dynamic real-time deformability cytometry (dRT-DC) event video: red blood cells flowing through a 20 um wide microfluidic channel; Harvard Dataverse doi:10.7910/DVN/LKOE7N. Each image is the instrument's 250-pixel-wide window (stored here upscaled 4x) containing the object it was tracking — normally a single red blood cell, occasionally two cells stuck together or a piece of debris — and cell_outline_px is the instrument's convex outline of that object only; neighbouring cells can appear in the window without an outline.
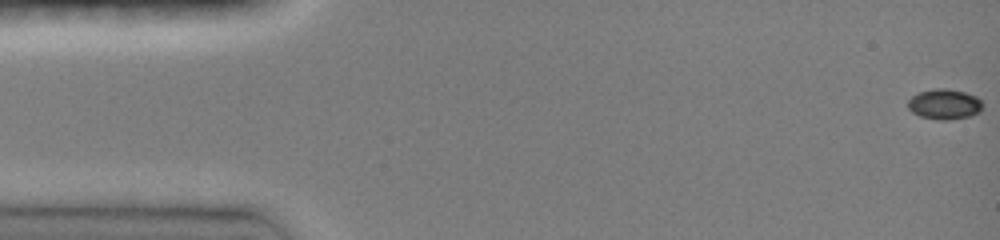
{"species": "common noctule bat (a hibernating species)", "species_latin": "Nyctalus noctula", "temperature_condition": "room temperature", "stored_images_in_passage": 48, "camera_frame_rate_fps": 3000, "um_per_image_px": 0.085, "animal": {"sex": "female", "body_mass_g": 19.0, "forearm_length_mm": 51.5}, "frame": {"image": 1, "passage_image": 1, "time_ms": 0.0, "image_size_px": [1000, 240], "cell_outline_px": [[984, 104], [980, 112], [968, 116], [948, 120], [940, 120], [920, 116], [912, 112], [908, 108], [908, 100], [912, 96], [920, 92], [936, 88], [944, 88], [964, 92], [976, 96]], "centroid_in_image_um": [80.28, 8.86], "position_along_channel_um": 4.7, "area_um2": 13.12}}
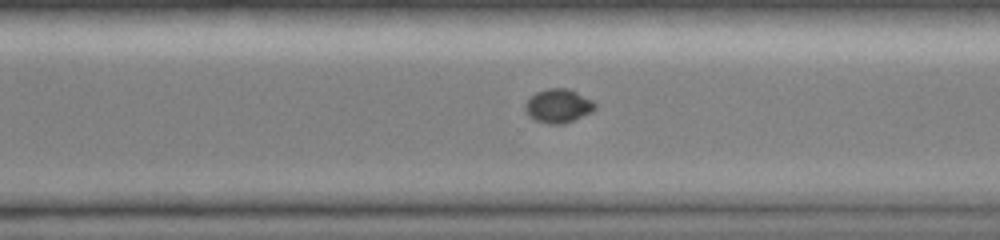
{"frame": {"image": 2, "passage_image": 34, "time_ms": 11.0, "image_size_px": [1000, 240], "cell_outline_px": [[596, 108], [592, 112], [564, 124], [548, 124], [536, 120], [528, 116], [524, 108], [524, 104], [536, 92], [548, 88], [568, 88], [592, 100], [596, 104]], "centroid_in_image_um": [47.45, 9.0], "position_along_channel_um": 323.2, "area_um2": 13.76}}
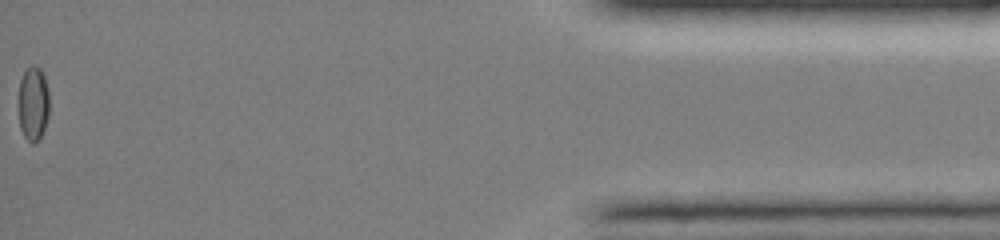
{"frame": {"image": 3, "passage_image": 48, "time_ms": 15.667, "image_size_px": [1000, 240], "cell_outline_px": [[48, 116], [44, 128], [40, 136], [32, 144], [24, 136], [20, 128], [20, 80], [24, 72], [32, 64], [40, 68], [44, 76], [48, 88]], "centroid_in_image_um": [2.84, 8.77], "position_along_channel_um": 432.4, "area_um2": 12.95}}